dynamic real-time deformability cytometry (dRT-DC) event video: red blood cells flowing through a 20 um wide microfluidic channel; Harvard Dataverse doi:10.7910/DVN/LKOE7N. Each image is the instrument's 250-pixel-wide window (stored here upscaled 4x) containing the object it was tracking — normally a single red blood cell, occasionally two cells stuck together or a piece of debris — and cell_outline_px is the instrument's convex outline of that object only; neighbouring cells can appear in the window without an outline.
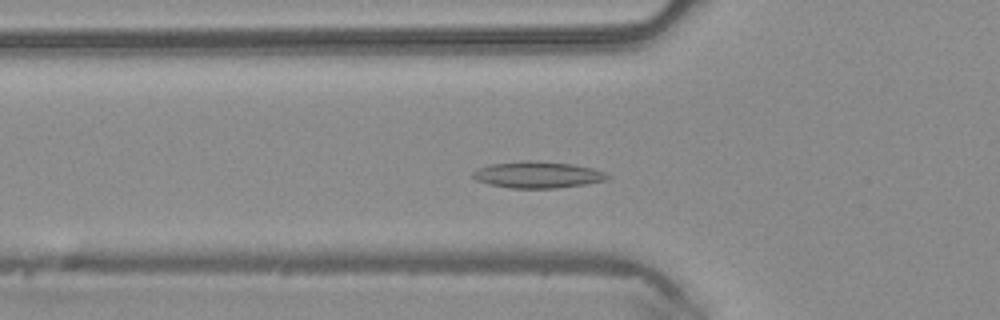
{"species": "common noctule bat (a hibernating species)", "species_latin": "Nyctalus noctula", "temperature_condition": "warm", "stored_images_in_passage": 45, "camera_frame_rate_fps": 3000, "um_per_image_px": 0.085, "animal": {"sex": "male", "body_mass_g": 20.4}, "frame": {"image": 1, "passage_image": 13, "time_ms": 4.0, "image_size_px": [1000, 320], "cell_outline_px": [[612, 176], [608, 180], [560, 188], [508, 188], [488, 184], [476, 180], [472, 176], [472, 172], [480, 168], [492, 164], [524, 160], [540, 160], [572, 164], [592, 168], [604, 172]], "centroid_in_image_um": [45.72, 14.85], "position_along_channel_um": 80.1, "area_um2": 20.98}}
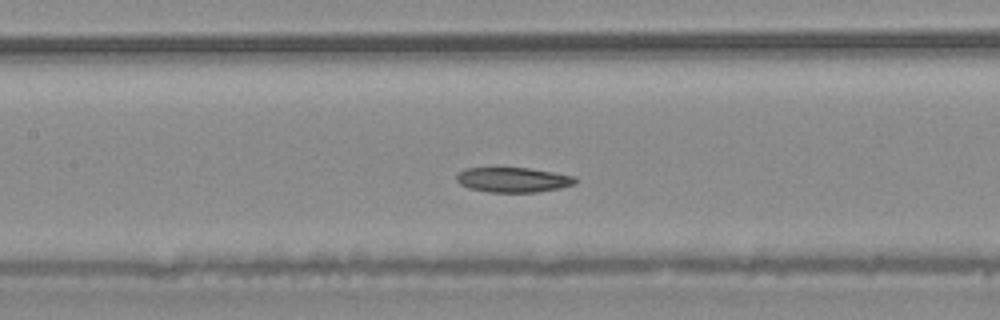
{"frame": {"image": 2, "passage_image": 19, "time_ms": 6.0, "image_size_px": [1000, 320], "cell_outline_px": [[576, 184], [560, 188], [536, 192], [488, 192], [468, 188], [460, 184], [456, 180], [456, 176], [464, 168], [528, 168], [576, 176]], "centroid_in_image_um": [43.61, 15.29], "position_along_channel_um": 163.8, "area_um2": 17.22}}
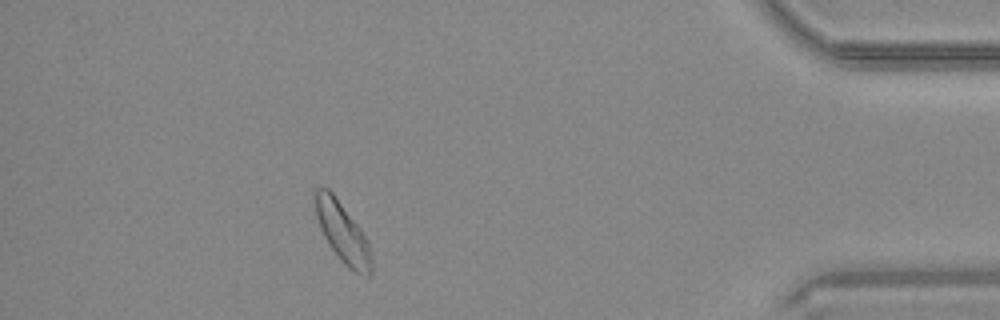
{"frame": {"image": 3, "passage_image": 40, "time_ms": 13.0, "image_size_px": [1000, 320], "cell_outline_px": [[372, 272], [368, 276], [356, 272], [348, 268], [340, 260], [324, 236], [320, 228], [316, 216], [312, 196], [312, 192], [316, 188], [328, 188], [332, 192], [360, 228], [368, 240], [372, 256]], "centroid_in_image_um": [29.1, 19.74], "position_along_channel_um": 406.1, "area_um2": 19.83}, "authors_computed_cell_mechanics": {"area_um2": 18.8428, "velocity_mm_per_s": 4.1431, "shape_relaxation_time_tau1_ms": 6.6421, "shape_relaxation_time_tau2_ms": 9.6757, "deformation_change_tau1": 0.1112, "deformation_change_tau2": 0.1475}}